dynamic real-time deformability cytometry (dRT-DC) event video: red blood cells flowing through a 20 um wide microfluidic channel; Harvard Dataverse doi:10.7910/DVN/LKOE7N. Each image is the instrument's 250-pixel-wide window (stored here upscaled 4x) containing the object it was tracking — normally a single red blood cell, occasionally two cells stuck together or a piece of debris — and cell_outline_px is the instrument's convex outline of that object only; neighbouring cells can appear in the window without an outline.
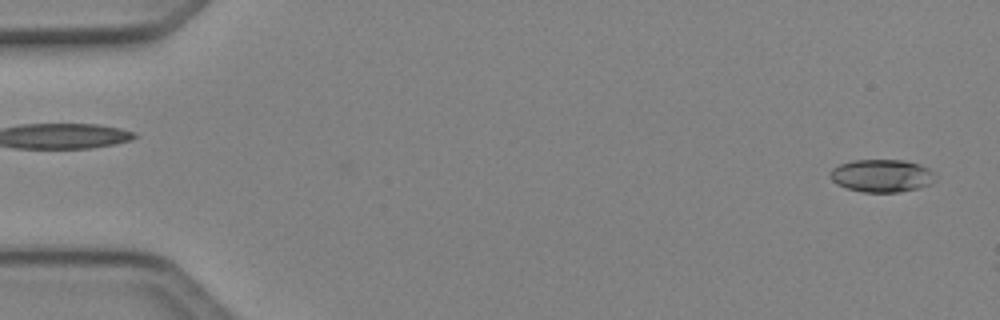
{"species": "Egyptian fruit bat (a non-hibernating species)", "species_latin": "Rousettus aegyptiacus", "temperature_condition": "cold", "stored_images_in_passage": 43, "camera_frame_rate_fps": 3000, "um_per_image_px": 0.085, "animal": {"sex": "female"}, "frame": {"image": 1, "passage_image": 1, "time_ms": 0.0, "image_size_px": [1000, 320], "cell_outline_px": [[936, 180], [932, 184], [900, 192], [864, 192], [848, 188], [836, 184], [832, 180], [832, 168], [840, 164], [852, 160], [904, 160], [920, 164], [928, 168], [932, 172]], "centroid_in_image_um": [74.97, 14.93], "position_along_channel_um": 10.0, "area_um2": 19.94}}
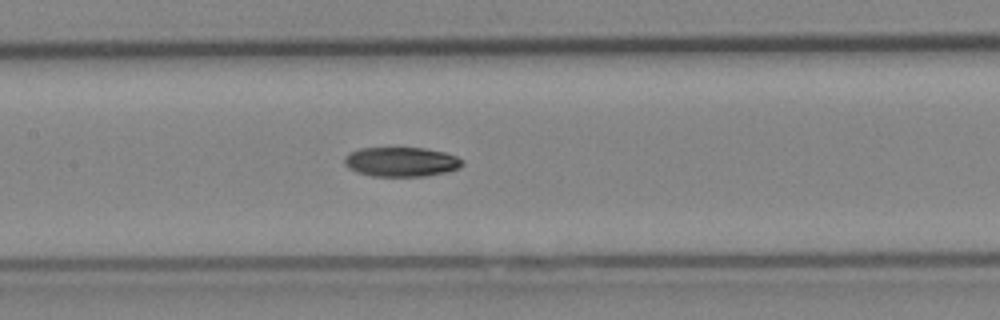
{"frame": {"image": 2, "passage_image": 23, "time_ms": 7.333, "image_size_px": [1000, 320], "cell_outline_px": [[464, 164], [460, 168], [448, 172], [428, 176], [372, 176], [356, 172], [348, 168], [344, 164], [344, 156], [348, 152], [360, 148], [424, 148], [444, 152], [456, 156], [464, 160]], "centroid_in_image_um": [34.11, 13.76], "position_along_channel_um": 173.3, "area_um2": 20.58}}
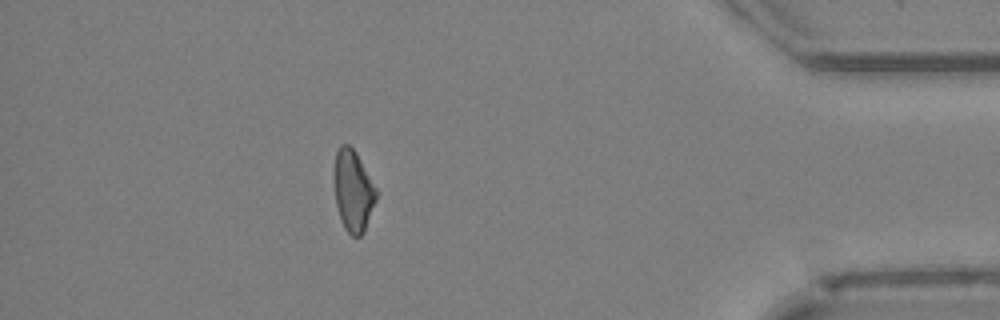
{"frame": {"image": 3, "passage_image": 43, "time_ms": 14.0, "image_size_px": [1000, 320], "cell_outline_px": [[380, 192], [364, 232], [360, 236], [352, 236], [344, 228], [340, 220], [336, 204], [336, 152], [340, 144], [348, 144], [356, 152]], "centroid_in_image_um": [30.08, 16.25], "position_along_channel_um": 405.1, "area_um2": 19.94}, "authors_computed_cell_mechanics": {"area_um2": 20.4034, "velocity_mm_per_s": 4.1489, "shape_relaxation_time_tau1_ms": 7.7312, "shape_relaxation_time_tau2_ms": null, "deformation_change_tau1": 0.1618, "deformation_change_tau2": null}}